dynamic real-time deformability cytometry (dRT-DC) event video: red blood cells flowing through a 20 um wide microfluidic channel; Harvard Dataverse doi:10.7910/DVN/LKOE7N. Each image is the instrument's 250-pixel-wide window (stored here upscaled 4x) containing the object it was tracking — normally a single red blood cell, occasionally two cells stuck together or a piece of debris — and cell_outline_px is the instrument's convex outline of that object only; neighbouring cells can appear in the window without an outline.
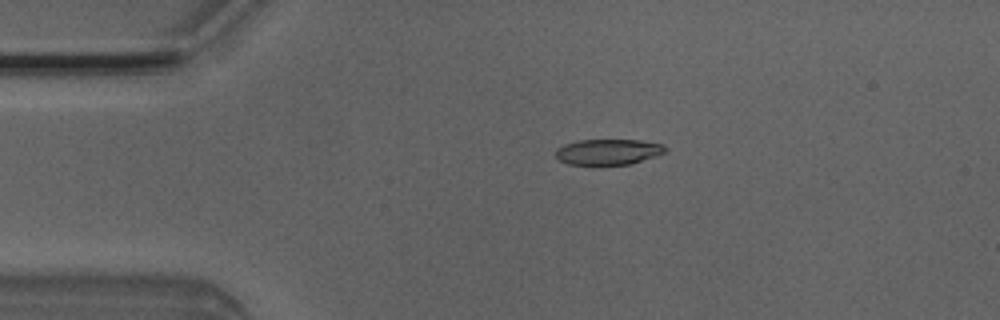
{"species": "Egyptian fruit bat (a non-hibernating species)", "species_latin": "Rousettus aegyptiacus", "temperature_condition": "room temperature", "stored_images_in_passage": 4, "camera_frame_rate_fps": 3000, "um_per_image_px": 0.085, "animal": {"sex": "male"}, "frame": {"image": 1, "passage_image": 3, "time_ms": 0.667, "image_size_px": [1000, 320], "cell_outline_px": [[668, 148], [664, 152], [656, 156], [628, 164], [568, 164], [560, 160], [556, 156], [556, 148], [564, 144], [580, 140], [640, 140], [664, 144]], "centroid_in_image_um": [51.71, 12.89], "position_along_channel_um": 33.3, "area_um2": 16.24}}